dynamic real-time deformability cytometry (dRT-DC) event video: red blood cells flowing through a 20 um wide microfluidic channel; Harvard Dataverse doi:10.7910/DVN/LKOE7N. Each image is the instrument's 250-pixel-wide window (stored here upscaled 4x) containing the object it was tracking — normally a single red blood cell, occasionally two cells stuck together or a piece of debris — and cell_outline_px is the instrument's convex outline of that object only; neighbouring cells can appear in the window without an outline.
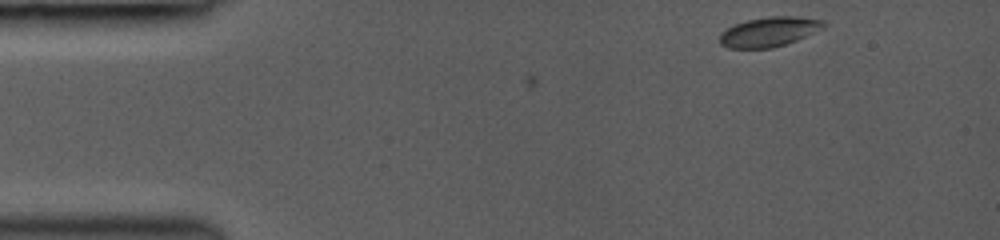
{"species": "common noctule bat (a hibernating species)", "species_latin": "Nyctalus noctula", "temperature_condition": "room temperature", "stored_images_in_passage": 5, "camera_frame_rate_fps": 3000, "um_per_image_px": 0.085, "animal": {"sex": "female", "body_mass_g": 19.0, "forearm_length_mm": 53.3}, "frame": {"image": 1, "passage_image": 1, "time_ms": 0.0, "image_size_px": [1000, 240], "cell_outline_px": [[828, 24], [824, 28], [796, 40], [772, 48], [728, 48], [720, 44], [720, 32], [732, 24], [748, 20], [768, 16], [800, 16], [824, 20]], "centroid_in_image_um": [65.38, 2.68], "position_along_channel_um": 19.6, "area_um2": 18.15}}